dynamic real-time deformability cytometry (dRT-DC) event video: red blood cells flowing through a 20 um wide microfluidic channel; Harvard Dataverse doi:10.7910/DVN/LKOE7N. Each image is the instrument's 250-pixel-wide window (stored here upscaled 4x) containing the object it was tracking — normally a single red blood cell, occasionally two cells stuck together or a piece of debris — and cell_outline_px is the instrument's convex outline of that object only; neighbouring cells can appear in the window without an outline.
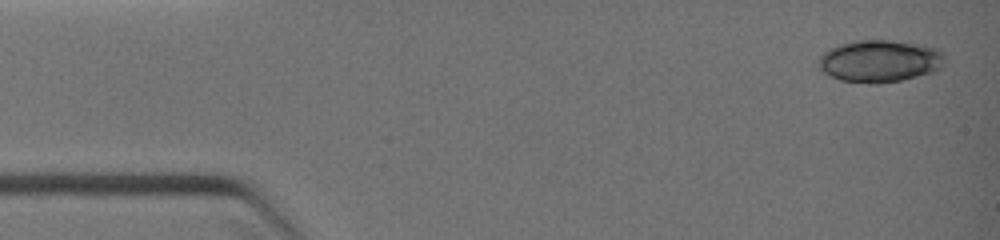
{"species": "common noctule bat (a hibernating species)", "species_latin": "Nyctalus noctula", "temperature_condition": "warm", "stored_images_in_passage": 6, "camera_frame_rate_fps": 3000, "um_per_image_px": 0.085, "animal": {"sex": "female", "body_mass_g": 19.0, "forearm_length_mm": 51.5}, "frame": {"image": 1, "passage_image": 1, "time_ms": 0.0, "image_size_px": [1000, 240], "cell_outline_px": [[944, 56], [936, 68], [932, 72], [900, 80], [876, 84], [868, 84], [840, 80], [824, 72], [816, 64], [820, 56], [824, 52], [832, 48], [844, 44], [860, 40], [884, 40], [932, 48], [940, 52]], "centroid_in_image_um": [74.66, 5.22], "position_along_channel_um": 10.3, "area_um2": 29.88}}
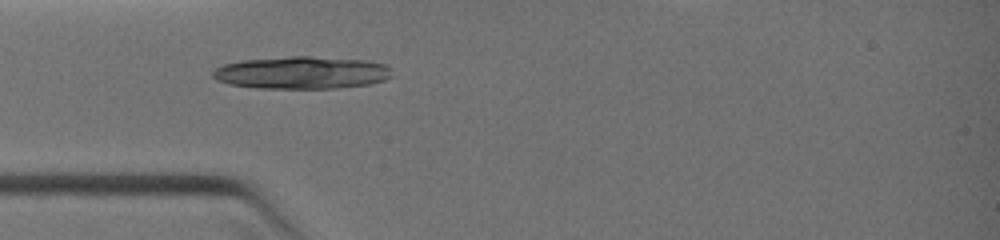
{"frame": {"image": 2, "passage_image": 6, "time_ms": 3.0, "image_size_px": [1000, 240], "cell_outline_px": [[392, 76], [384, 80], [368, 84], [336, 88], [256, 88], [228, 84], [216, 80], [212, 76], [212, 72], [216, 68], [224, 64], [240, 60], [292, 56], [308, 56], [368, 60], [384, 64], [392, 68]], "centroid_in_image_um": [25.65, 6.17], "position_along_channel_um": 59.4, "area_um2": 34.1}}